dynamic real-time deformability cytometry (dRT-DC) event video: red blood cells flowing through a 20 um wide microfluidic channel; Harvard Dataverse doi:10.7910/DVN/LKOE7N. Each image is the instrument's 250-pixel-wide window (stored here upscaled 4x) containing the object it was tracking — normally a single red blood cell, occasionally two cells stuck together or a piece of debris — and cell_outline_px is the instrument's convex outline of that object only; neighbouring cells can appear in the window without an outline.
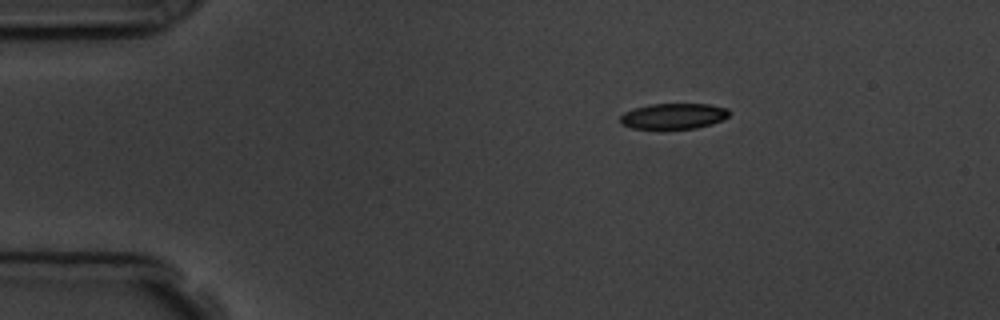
{"species": "common noctule bat (a hibernating species)", "species_latin": "Nyctalus noctula", "temperature_condition": "room temperature", "stored_images_in_passage": 5, "segment_of_instrument_passage": [2, 2], "camera_frame_rate_fps": 3000, "um_per_image_px": 0.085, "animal": {"sex": "male", "body_mass_g": 19.5, "forearm_length_mm": 54.6}, "frame": {"image": 1, "passage_image": 5, "time_ms": 5.667, "image_size_px": [1000, 320], "cell_outline_px": [[732, 112], [724, 120], [712, 124], [696, 128], [632, 128], [620, 124], [620, 116], [624, 112], [632, 108], [648, 104], [708, 104], [728, 108]], "centroid_in_image_um": [57.27, 9.86], "position_along_channel_um": 27.7, "area_um2": 16.47}}